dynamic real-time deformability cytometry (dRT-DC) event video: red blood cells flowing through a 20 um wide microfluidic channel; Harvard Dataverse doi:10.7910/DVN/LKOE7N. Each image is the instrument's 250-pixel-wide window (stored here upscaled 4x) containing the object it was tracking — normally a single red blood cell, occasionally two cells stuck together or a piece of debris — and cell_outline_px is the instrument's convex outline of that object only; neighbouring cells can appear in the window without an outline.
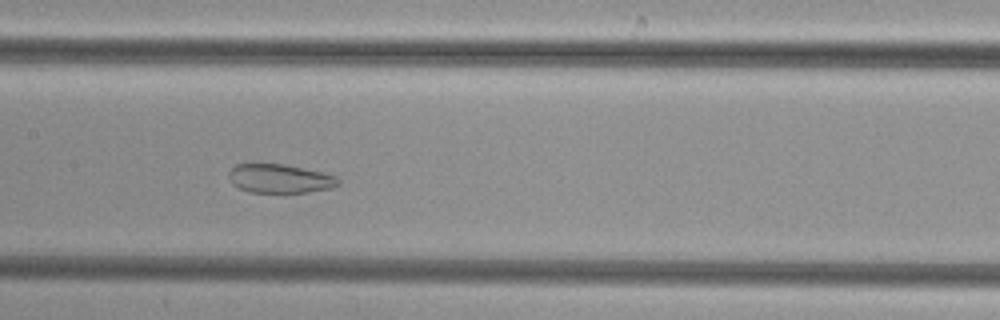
{"species": "common noctule bat (a hibernating species)", "species_latin": "Nyctalus noctula", "temperature_condition": "cold", "stored_images_in_passage": 47, "camera_frame_rate_fps": 3000, "um_per_image_px": 0.085, "animal": {"sex": "female", "body_mass_g": 29.2, "forearm_length_mm": 56.3}, "frame": {"image": 1, "passage_image": 21, "time_ms": 6.667, "image_size_px": [1000, 320], "cell_outline_px": [[340, 184], [332, 188], [308, 192], [248, 192], [232, 184], [228, 176], [228, 172], [236, 164], [284, 164], [324, 172], [336, 176], [340, 180]], "centroid_in_image_um": [23.81, 15.18], "position_along_channel_um": 183.6, "area_um2": 18.5}}
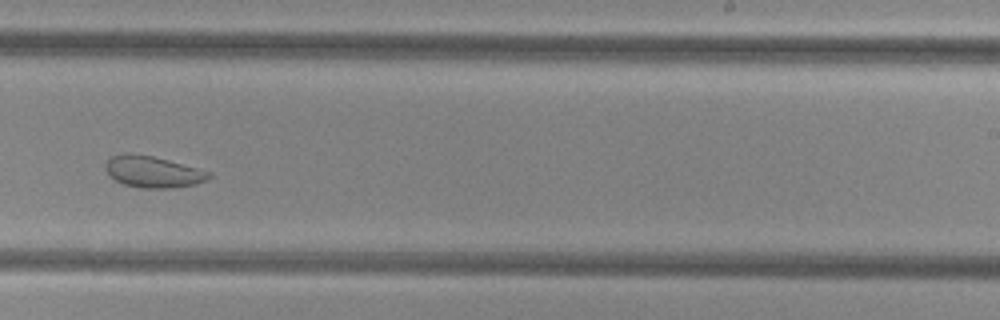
{"frame": {"image": 2, "passage_image": 28, "time_ms": 9.0, "image_size_px": [1000, 320], "cell_outline_px": [[212, 176], [196, 184], [172, 188], [144, 188], [124, 184], [116, 180], [108, 172], [104, 164], [112, 156], [124, 152], [128, 152], [152, 156], [168, 160], [212, 172]], "centroid_in_image_um": [13.01, 14.59], "position_along_channel_um": 276.0, "area_um2": 18.79}}
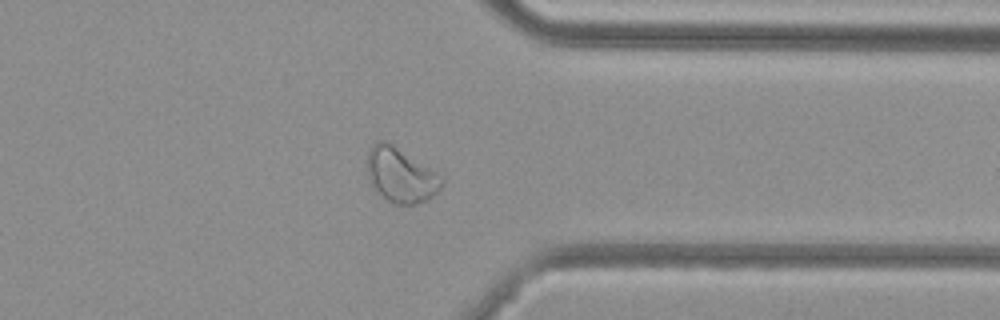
{"frame": {"image": 3, "passage_image": 36, "time_ms": 11.667, "image_size_px": [1000, 320], "cell_outline_px": [[444, 184], [428, 200], [416, 204], [396, 204], [388, 200], [372, 188], [368, 180], [368, 152], [372, 144], [376, 140], [388, 140], [436, 172], [444, 180]], "centroid_in_image_um": [34.04, 14.87], "position_along_channel_um": 377.4, "area_um2": 23.81}}